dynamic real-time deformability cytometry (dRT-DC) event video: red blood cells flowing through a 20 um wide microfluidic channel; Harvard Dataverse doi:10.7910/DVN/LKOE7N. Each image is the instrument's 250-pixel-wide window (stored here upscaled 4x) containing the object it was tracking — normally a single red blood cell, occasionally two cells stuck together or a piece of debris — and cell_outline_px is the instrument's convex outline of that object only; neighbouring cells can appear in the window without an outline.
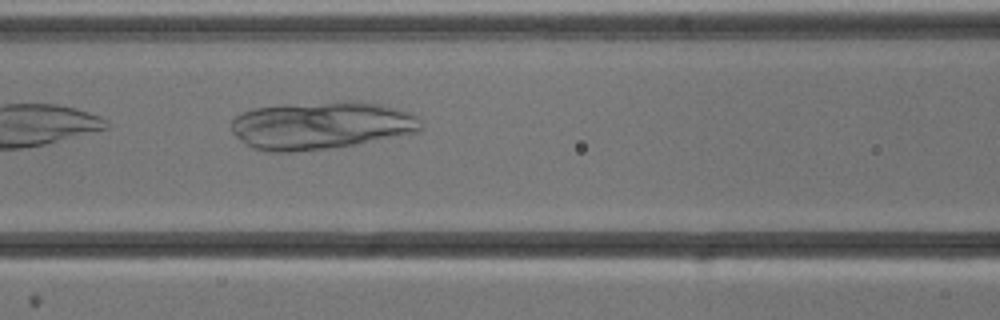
{"species": "common noctule bat (a hibernating species)", "species_latin": "Nyctalus noctula", "temperature_condition": "cold", "stored_images_in_passage": 4, "camera_frame_rate_fps": 3000, "um_per_image_px": 0.085, "animal": {"sex": "male", "body_mass_g": 13.3}, "frame": {"image": 1, "passage_image": 4, "time_ms": 3.333, "image_size_px": [1000, 320], "cell_outline_px": [[424, 128], [416, 132], [356, 144], [328, 148], [296, 152], [272, 152], [252, 148], [240, 140], [232, 132], [232, 120], [236, 116], [244, 112], [256, 108], [352, 100], [360, 100], [408, 112], [416, 116], [420, 120]], "centroid_in_image_um": [27.29, 10.67], "position_along_channel_um": 139.3, "area_um2": 52.14}}